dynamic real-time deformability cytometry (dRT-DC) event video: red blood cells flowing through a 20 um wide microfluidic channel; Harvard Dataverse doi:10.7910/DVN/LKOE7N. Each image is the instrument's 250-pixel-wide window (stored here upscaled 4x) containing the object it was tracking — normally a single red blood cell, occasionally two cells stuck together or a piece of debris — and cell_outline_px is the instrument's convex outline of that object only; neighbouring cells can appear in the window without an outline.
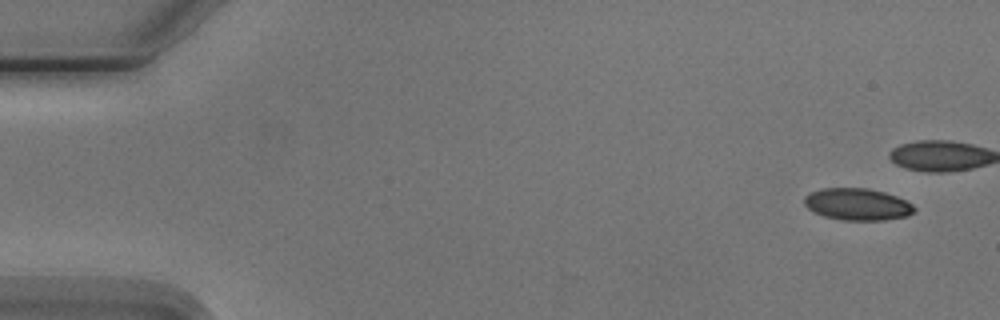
{"species": "Egyptian fruit bat (a non-hibernating species)", "species_latin": "Rousettus aegyptiacus", "temperature_condition": "cold", "stored_images_in_passage": 10, "camera_frame_rate_fps": 3000, "um_per_image_px": 0.085, "animal": {"sex": "male"}, "frame": {"image": 1, "passage_image": 1, "time_ms": 0.0, "image_size_px": [1000, 320], "cell_outline_px": [[916, 208], [908, 216], [884, 220], [840, 220], [824, 216], [808, 208], [804, 204], [804, 196], [812, 192], [824, 188], [868, 188], [884, 192], [896, 196], [912, 204]], "centroid_in_image_um": [72.88, 17.37], "position_along_channel_um": 12.1, "area_um2": 20.35}}
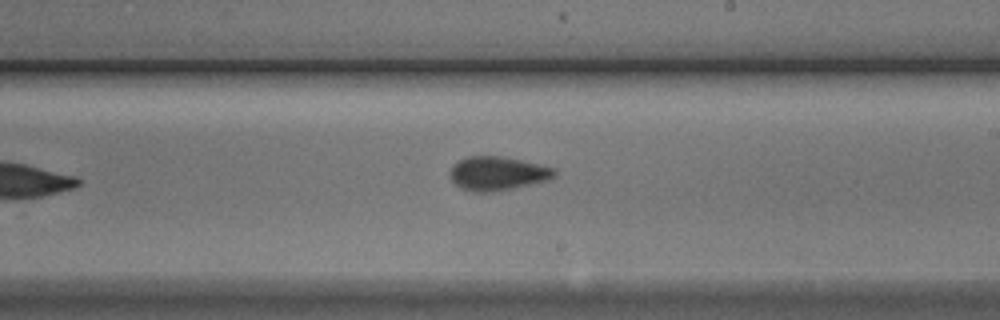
{"frame": {"image": 2, "passage_image": 10, "time_ms": 10.667, "image_size_px": [1000, 320], "cell_outline_px": [[556, 176], [548, 180], [512, 188], [492, 192], [472, 192], [460, 188], [452, 180], [452, 168], [460, 160], [468, 156], [500, 156], [520, 160], [556, 168]], "centroid_in_image_um": [42.33, 14.75], "position_along_channel_um": 246.7, "area_um2": 20.29}}